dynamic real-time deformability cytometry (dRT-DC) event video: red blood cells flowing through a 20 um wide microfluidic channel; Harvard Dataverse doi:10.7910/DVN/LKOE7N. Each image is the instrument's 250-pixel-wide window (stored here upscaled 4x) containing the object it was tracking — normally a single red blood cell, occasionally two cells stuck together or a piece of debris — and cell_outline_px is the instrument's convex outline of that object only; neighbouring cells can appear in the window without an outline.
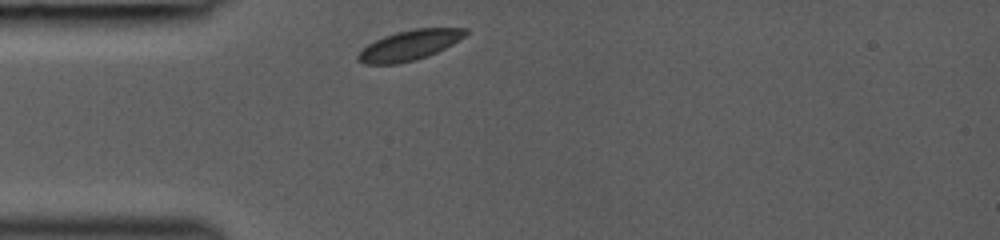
{"species": "common noctule bat (a hibernating species)", "species_latin": "Nyctalus noctula", "temperature_condition": "room temperature", "stored_images_in_passage": 40, "camera_frame_rate_fps": 3000, "um_per_image_px": 0.085, "animal": {"sex": "female", "body_mass_g": 19.0, "forearm_length_mm": 53.3}, "frame": {"image": 1, "passage_image": 1, "time_ms": 0.0, "image_size_px": [1000, 240], "cell_outline_px": [[468, 32], [464, 36], [452, 44], [436, 52], [416, 60], [396, 64], [364, 64], [356, 60], [356, 56], [368, 44], [384, 36], [396, 32], [412, 28], [468, 28]], "centroid_in_image_um": [34.78, 3.84], "position_along_channel_um": 50.2, "area_um2": 18.73}}
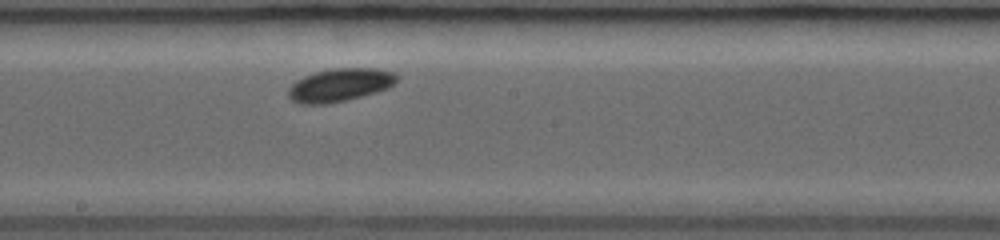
{"frame": {"image": 2, "passage_image": 20, "time_ms": 4.333, "image_size_px": [1000, 240], "cell_outline_px": [[396, 80], [388, 88], [376, 92], [348, 100], [324, 104], [300, 104], [292, 100], [288, 96], [288, 88], [296, 80], [304, 76], [316, 72], [336, 68], [376, 68], [392, 72], [396, 76]], "centroid_in_image_um": [28.85, 7.23], "position_along_channel_um": 219.4, "area_um2": 20.75}}
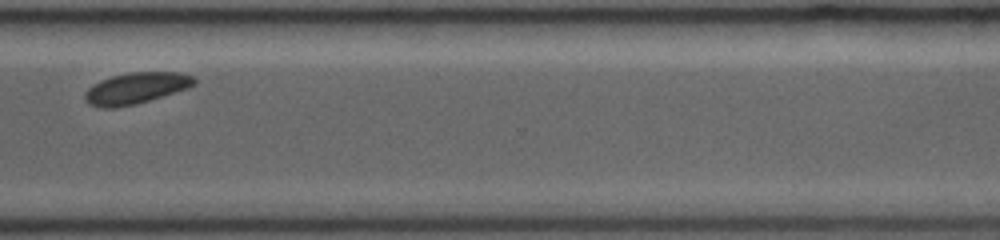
{"frame": {"image": 3, "passage_image": 39, "time_ms": 7.667, "image_size_px": [1000, 240], "cell_outline_px": [[196, 84], [188, 88], [136, 104], [112, 108], [100, 108], [88, 104], [84, 100], [84, 96], [88, 88], [100, 80], [112, 76], [128, 72], [180, 72], [196, 76]], "centroid_in_image_um": [11.57, 7.49], "position_along_channel_um": 359.0, "area_um2": 20.06}}